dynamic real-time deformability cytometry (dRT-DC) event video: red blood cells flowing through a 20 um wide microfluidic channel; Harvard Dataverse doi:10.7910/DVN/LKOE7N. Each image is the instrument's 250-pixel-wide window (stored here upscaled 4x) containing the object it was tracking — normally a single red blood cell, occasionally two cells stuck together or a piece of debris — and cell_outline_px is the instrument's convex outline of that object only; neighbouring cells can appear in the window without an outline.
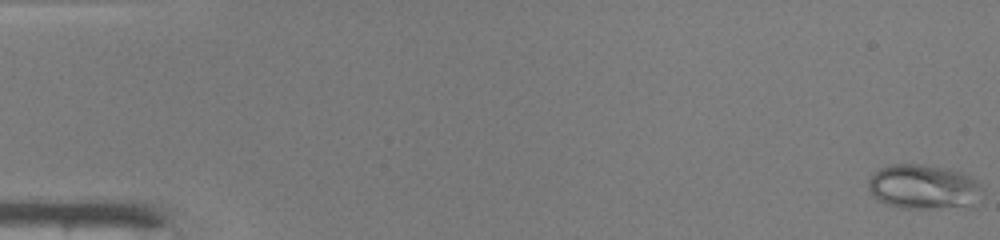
{"species": "common noctule bat (a hibernating species)", "species_latin": "Nyctalus noctula", "temperature_condition": "warm", "stored_images_in_passage": 49, "camera_frame_rate_fps": 3000, "um_per_image_px": 0.085, "animal": {"sex": "male", "body_mass_g": 19.0, "forearm_length_mm": 50.8}, "frame": {"image": 1, "passage_image": 1, "time_ms": 0.0, "image_size_px": [1000, 240], "cell_outline_px": [[984, 192], [980, 204], [972, 208], [900, 208], [888, 204], [872, 196], [868, 188], [868, 180], [880, 168], [892, 164], [920, 164], [948, 168], [960, 172], [976, 180], [980, 184]], "centroid_in_image_um": [78.6, 15.92], "position_along_channel_um": 6.4, "area_um2": 30.35}}
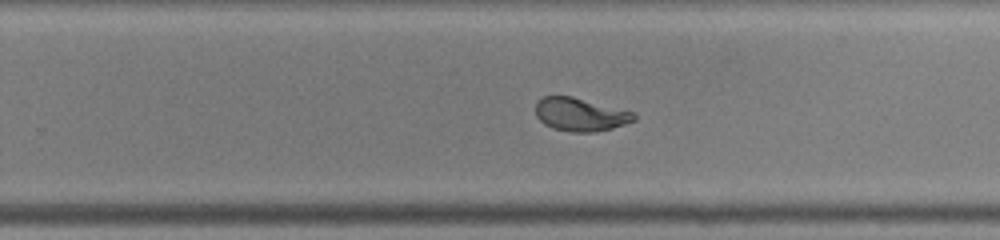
{"frame": {"image": 2, "passage_image": 32, "time_ms": 10.333, "image_size_px": [1000, 240], "cell_outline_px": [[636, 120], [612, 128], [596, 132], [568, 132], [552, 128], [544, 124], [536, 116], [536, 100], [544, 96], [572, 96], [636, 112]], "centroid_in_image_um": [49.33, 9.73], "position_along_channel_um": 280.5, "area_um2": 19.31}}
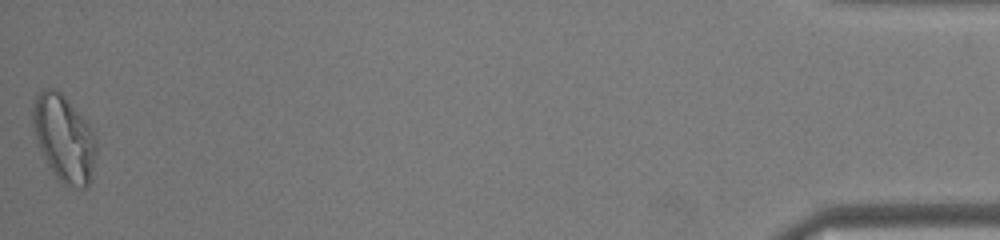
{"frame": {"image": 3, "passage_image": 49, "time_ms": 16.0, "image_size_px": [1000, 240], "cell_outline_px": [[96, 152], [88, 184], [84, 188], [80, 188], [64, 184], [48, 168], [36, 140], [32, 120], [32, 108], [36, 96], [44, 88], [52, 88], [60, 92], [64, 96], [88, 124], [96, 136]], "centroid_in_image_um": [5.41, 11.75], "position_along_channel_um": 429.8, "area_um2": 31.62}, "authors_computed_cell_mechanics": {"area_um2": 22.3686, "velocity_mm_per_s": 4.2074, "shape_relaxation_time_tau1_ms": 3.8082, "shape_relaxation_time_tau2_ms": null, "deformation_change_tau1": 0.1738, "deformation_change_tau2": null}}